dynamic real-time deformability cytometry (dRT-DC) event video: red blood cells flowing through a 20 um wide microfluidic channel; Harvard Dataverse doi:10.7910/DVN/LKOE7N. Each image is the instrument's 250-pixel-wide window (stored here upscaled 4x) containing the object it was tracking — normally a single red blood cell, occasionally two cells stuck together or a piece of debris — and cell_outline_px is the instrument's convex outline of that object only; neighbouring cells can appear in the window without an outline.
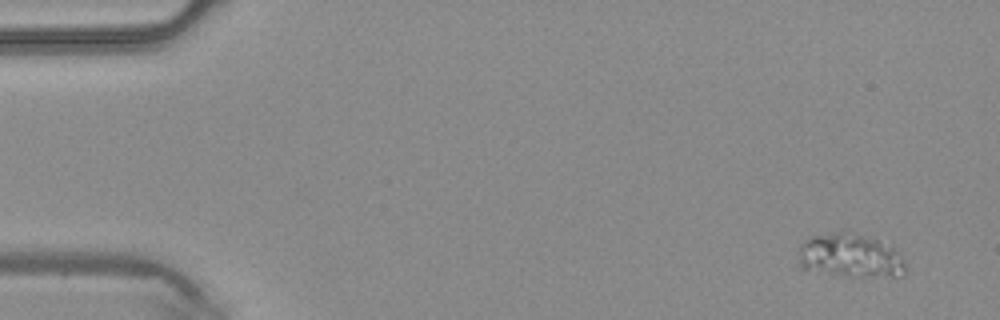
{"species": "common noctule bat (a hibernating species)", "species_latin": "Nyctalus noctula", "temperature_condition": "warm", "stored_images_in_passage": 3, "camera_frame_rate_fps": 3000, "um_per_image_px": 0.085, "animal": {"sex": "male", "body_mass_g": 20.4}, "frame": {"image": 1, "passage_image": 1, "time_ms": 0.0, "image_size_px": [1000, 320], "cell_outline_px": [[904, 272], [900, 276], [852, 276], [800, 268], [796, 264], [800, 244], [804, 240], [812, 236], [848, 228], [876, 240], [900, 252], [904, 264]], "centroid_in_image_um": [72.2, 21.69], "position_along_channel_um": 12.8, "area_um2": 27.63}}
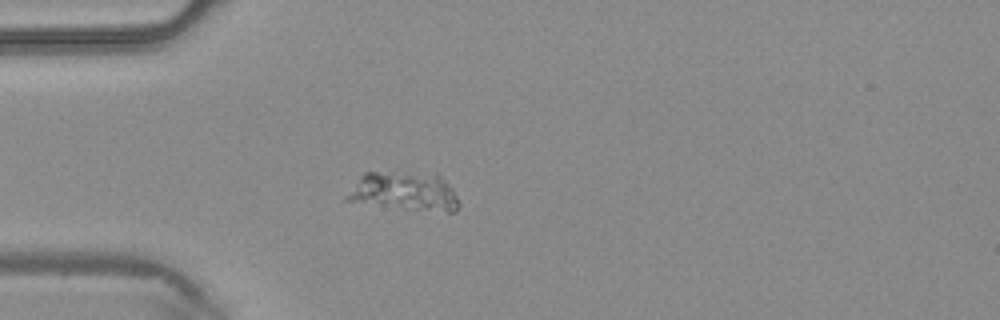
{"frame": {"image": 2, "passage_image": 3, "time_ms": 0.667, "image_size_px": [1000, 320], "cell_outline_px": [[460, 204], [456, 212], [448, 212], [344, 200], [344, 196], [360, 176], [364, 172], [436, 172], [452, 188]], "centroid_in_image_um": [34.4, 16.22], "position_along_channel_um": 50.6, "area_um2": 24.91}}